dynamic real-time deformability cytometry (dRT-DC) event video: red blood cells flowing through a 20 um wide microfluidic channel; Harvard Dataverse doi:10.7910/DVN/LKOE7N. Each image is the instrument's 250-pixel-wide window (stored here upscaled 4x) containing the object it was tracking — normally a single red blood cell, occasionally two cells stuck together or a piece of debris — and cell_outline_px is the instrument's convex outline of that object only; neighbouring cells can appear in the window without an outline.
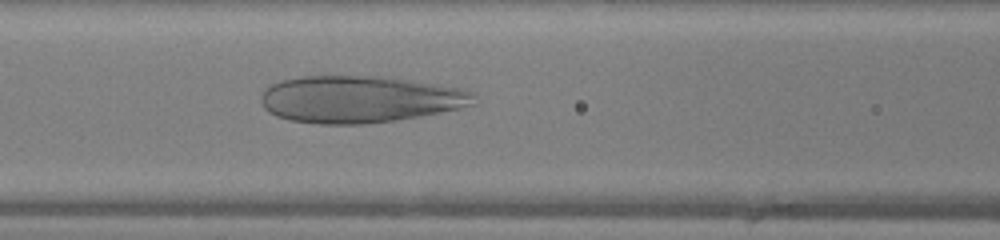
{"species": "human", "species_latin": "Homo sapiens", "temperature_condition": "warm", "stored_images_in_passage": 45, "camera_frame_rate_fps": 3000, "um_per_image_px": 0.085, "donor": {"sex": "female"}, "frame": {"image": 1, "passage_image": 17, "time_ms": 5.333, "image_size_px": [1000, 240], "cell_outline_px": [[472, 96], [468, 104], [456, 108], [416, 116], [368, 124], [320, 124], [288, 120], [276, 116], [264, 108], [260, 100], [260, 96], [264, 88], [272, 84], [284, 80], [300, 76], [384, 76], [456, 88], [468, 92]], "centroid_in_image_um": [30.38, 8.43], "position_along_channel_um": 136.2, "area_um2": 57.16}}
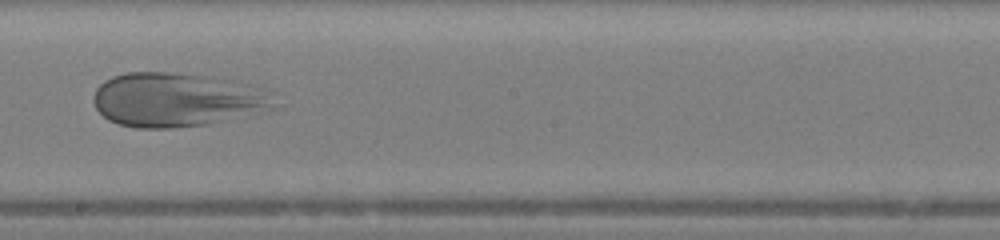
{"frame": {"image": 2, "passage_image": 24, "time_ms": 7.667, "image_size_px": [1000, 240], "cell_outline_px": [[272, 92], [264, 104], [208, 124], [176, 128], [136, 128], [120, 124], [108, 120], [96, 108], [96, 88], [104, 80], [112, 76], [124, 72], [172, 72], [204, 76], [268, 88]], "centroid_in_image_um": [14.77, 8.44], "position_along_channel_um": 233.4, "area_um2": 54.56}}
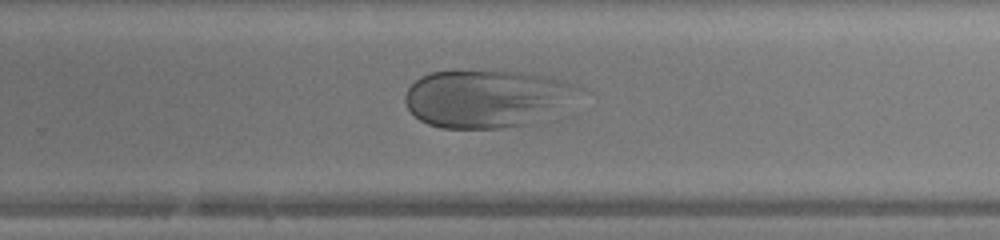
{"frame": {"image": 3, "passage_image": 28, "time_ms": 9.0, "image_size_px": [1000, 240], "cell_outline_px": [[572, 84], [524, 124], [500, 128], [440, 128], [428, 124], [420, 120], [408, 108], [404, 100], [404, 96], [408, 88], [420, 76], [428, 72], [516, 72], [564, 80]], "centroid_in_image_um": [40.85, 8.36], "position_along_channel_um": 288.9, "area_um2": 53.35}}